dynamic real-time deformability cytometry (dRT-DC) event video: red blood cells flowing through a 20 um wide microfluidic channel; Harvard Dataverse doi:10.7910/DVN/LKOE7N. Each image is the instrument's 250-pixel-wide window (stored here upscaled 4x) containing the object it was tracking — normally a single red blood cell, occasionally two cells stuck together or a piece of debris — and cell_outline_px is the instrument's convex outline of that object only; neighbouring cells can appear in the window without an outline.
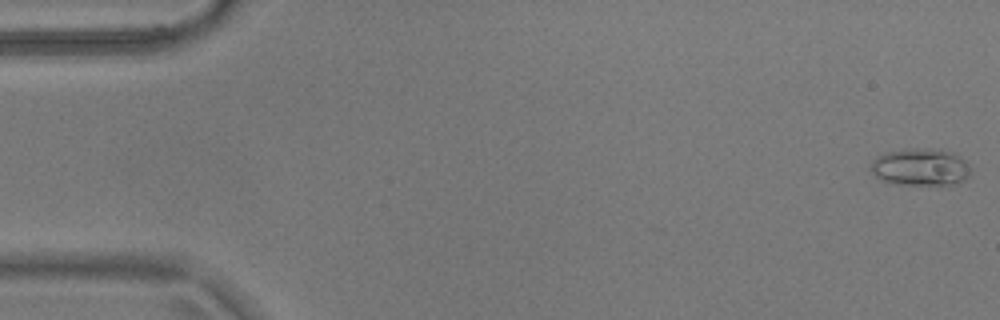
{"species": "common noctule bat (a hibernating species)", "species_latin": "Nyctalus noctula", "temperature_condition": "warm", "stored_images_in_passage": 55, "camera_frame_rate_fps": 3000, "um_per_image_px": 0.085, "animal": {"sex": "male", "body_mass_g": 17.9}, "frame": {"image": 1, "passage_image": 1, "time_ms": 0.0, "image_size_px": [1000, 320], "cell_outline_px": [[972, 172], [964, 180], [952, 184], [904, 184], [884, 180], [876, 176], [868, 168], [872, 160], [876, 156], [884, 152], [916, 148], [952, 152], [960, 156], [972, 168]], "centroid_in_image_um": [78.24, 14.19], "position_along_channel_um": 6.8, "area_um2": 21.44}}
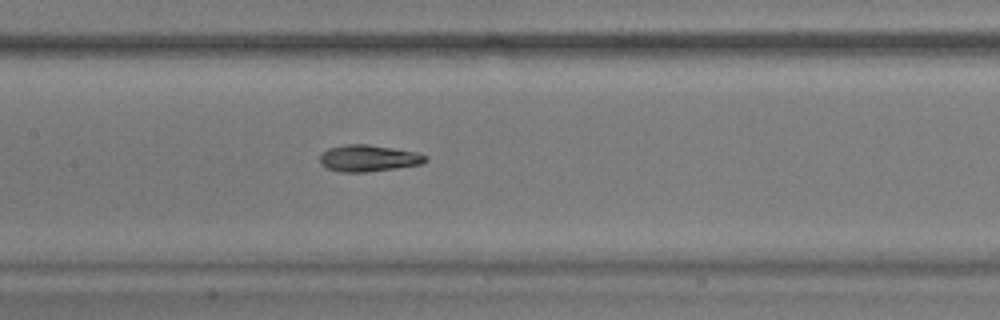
{"frame": {"image": 2, "passage_image": 26, "time_ms": 8.333, "image_size_px": [1000, 320], "cell_outline_px": [[428, 160], [424, 164], [396, 168], [364, 172], [340, 172], [328, 168], [320, 164], [320, 156], [328, 148], [344, 144], [368, 144], [416, 152], [428, 156]], "centroid_in_image_um": [31.34, 13.45], "position_along_channel_um": 176.1, "area_um2": 16.42}}
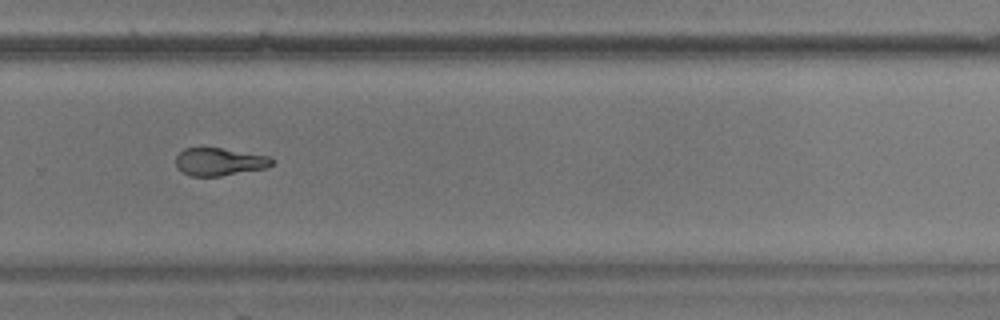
{"frame": {"image": 3, "passage_image": 37, "time_ms": 12.0, "image_size_px": [1000, 320], "cell_outline_px": [[276, 160], [268, 168], [220, 176], [192, 176], [184, 172], [176, 164], [176, 156], [184, 148], [220, 148], [272, 156]], "centroid_in_image_um": [18.73, 13.74], "position_along_channel_um": 311.1, "area_um2": 15.55}, "authors_computed_cell_mechanics": {"area_um2": 16.8198, "velocity_mm_per_s": 3.6974, "shape_relaxation_time_tau1_ms": 4.9451, "shape_relaxation_time_tau2_ms": 3.3355, "deformation_change_tau1": 0.1459, "deformation_change_tau2": 0.0925}}